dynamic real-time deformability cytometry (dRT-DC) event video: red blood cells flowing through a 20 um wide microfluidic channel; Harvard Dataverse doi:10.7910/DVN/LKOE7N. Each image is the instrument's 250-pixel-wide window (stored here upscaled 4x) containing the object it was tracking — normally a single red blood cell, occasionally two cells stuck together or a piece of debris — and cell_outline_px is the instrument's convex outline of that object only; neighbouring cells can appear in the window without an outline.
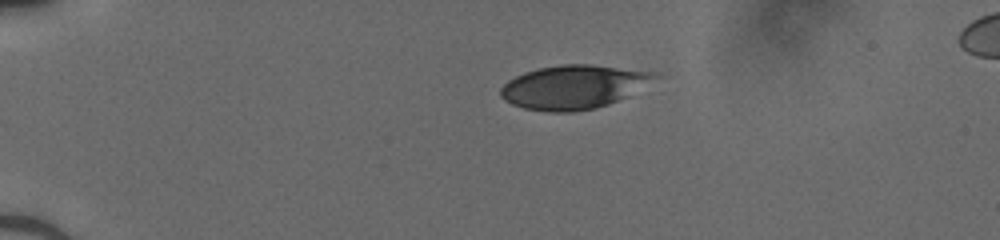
{"species": "human", "species_latin": "Homo sapiens", "temperature_condition": "cold", "stored_images_in_passage": 40, "camera_frame_rate_fps": 3000, "um_per_image_px": 0.085, "donor": {"sex": "male"}, "frame": {"image": 1, "passage_image": 1, "time_ms": 0.0, "image_size_px": [1000, 240], "cell_outline_px": [[664, 72], [660, 76], [628, 96], [608, 104], [596, 108], [572, 112], [548, 112], [524, 108], [512, 104], [504, 100], [500, 96], [500, 88], [508, 80], [524, 72], [540, 68], [564, 64], [592, 64]], "centroid_in_image_um": [48.8, 7.38], "position_along_channel_um": 36.2, "area_um2": 39.65}}
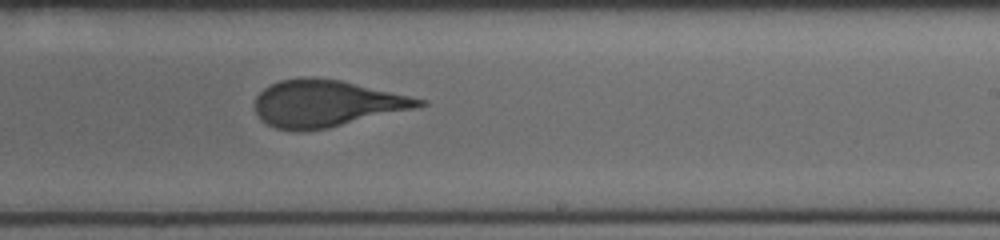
{"frame": {"image": 2, "passage_image": 22, "time_ms": 7.0, "image_size_px": [1000, 240], "cell_outline_px": [[428, 104], [416, 108], [328, 128], [300, 132], [276, 128], [260, 120], [252, 104], [256, 96], [264, 88], [280, 80], [304, 76], [312, 76], [340, 80], [428, 100]], "centroid_in_image_um": [27.7, 8.79], "position_along_channel_um": 261.3, "area_um2": 45.03}}
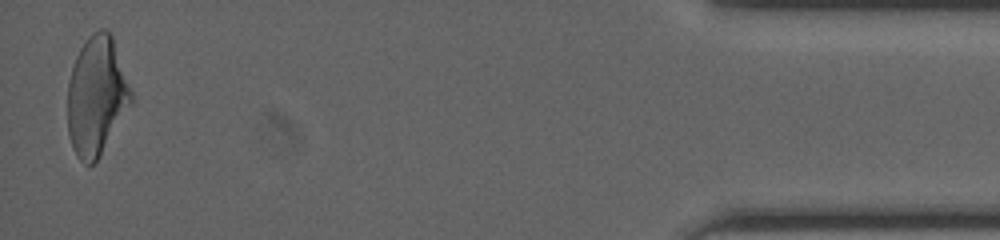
{"frame": {"image": 3, "passage_image": 39, "time_ms": 12.667, "image_size_px": [1000, 240], "cell_outline_px": [[132, 104], [100, 156], [92, 164], [84, 164], [76, 156], [72, 148], [68, 136], [68, 80], [76, 56], [80, 48], [88, 36], [92, 32], [100, 28], [104, 28], [112, 36], [132, 92]], "centroid_in_image_um": [8.2, 8.18], "position_along_channel_um": 427.0, "area_um2": 44.04}}